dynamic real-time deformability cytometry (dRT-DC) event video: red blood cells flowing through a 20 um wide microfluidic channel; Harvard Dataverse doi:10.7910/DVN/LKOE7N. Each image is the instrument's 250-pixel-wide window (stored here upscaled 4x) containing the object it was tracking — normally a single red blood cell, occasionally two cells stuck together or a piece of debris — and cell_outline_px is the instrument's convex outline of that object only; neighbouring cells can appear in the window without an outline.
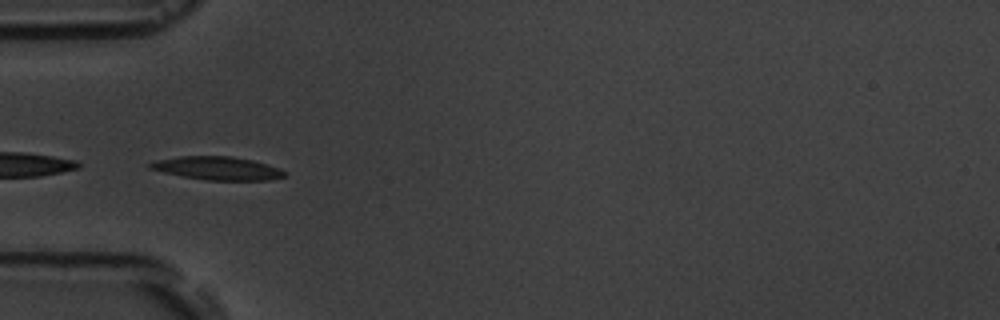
{"species": "common noctule bat (a hibernating species)", "species_latin": "Nyctalus noctula", "temperature_condition": "room temperature", "stored_images_in_passage": 8, "camera_frame_rate_fps": 3000, "um_per_image_px": 0.085, "animal": {"sex": "male", "body_mass_g": 19.5, "forearm_length_mm": 54.6}, "frame": {"image": 1, "passage_image": 5, "time_ms": 5.333, "image_size_px": [1000, 320], "cell_outline_px": [[288, 176], [268, 180], [204, 180], [164, 172], [148, 168], [148, 164], [156, 160], [180, 156], [232, 156], [252, 160], [288, 172]], "centroid_in_image_um": [18.48, 14.3], "position_along_channel_um": 66.5, "area_um2": 18.09}}
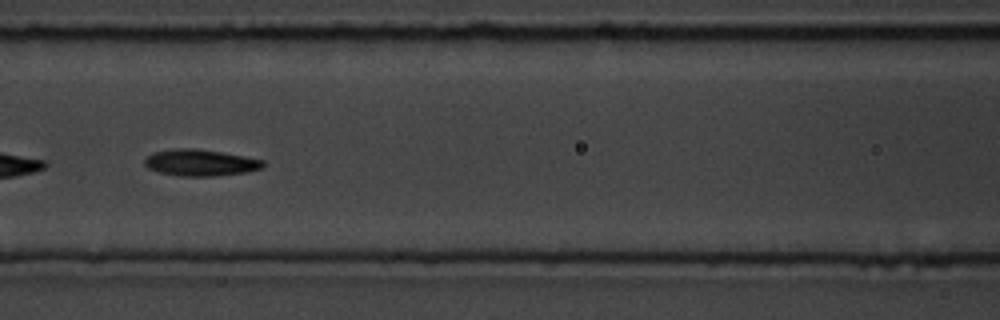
{"frame": {"image": 2, "passage_image": 7, "time_ms": 7.667, "image_size_px": [1000, 320], "cell_outline_px": [[264, 168], [244, 172], [216, 176], [180, 176], [160, 172], [148, 168], [144, 164], [144, 160], [152, 152], [172, 148], [196, 148], [244, 156], [264, 160]], "centroid_in_image_um": [17.02, 13.82], "position_along_channel_um": 149.6, "area_um2": 18.32}}
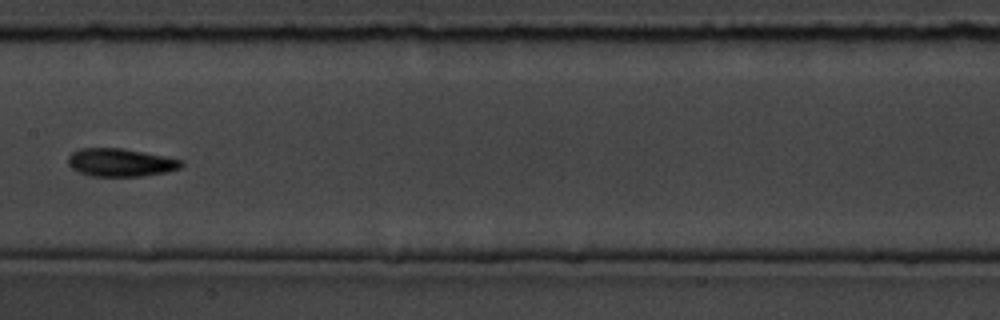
{"frame": {"image": 3, "passage_image": 8, "time_ms": 9.0, "image_size_px": [1000, 320], "cell_outline_px": [[184, 164], [180, 168], [164, 172], [140, 176], [92, 176], [80, 172], [72, 168], [68, 164], [68, 156], [72, 152], [80, 148], [120, 148], [184, 160]], "centroid_in_image_um": [10.23, 13.81], "position_along_channel_um": 197.2, "area_um2": 18.26}}